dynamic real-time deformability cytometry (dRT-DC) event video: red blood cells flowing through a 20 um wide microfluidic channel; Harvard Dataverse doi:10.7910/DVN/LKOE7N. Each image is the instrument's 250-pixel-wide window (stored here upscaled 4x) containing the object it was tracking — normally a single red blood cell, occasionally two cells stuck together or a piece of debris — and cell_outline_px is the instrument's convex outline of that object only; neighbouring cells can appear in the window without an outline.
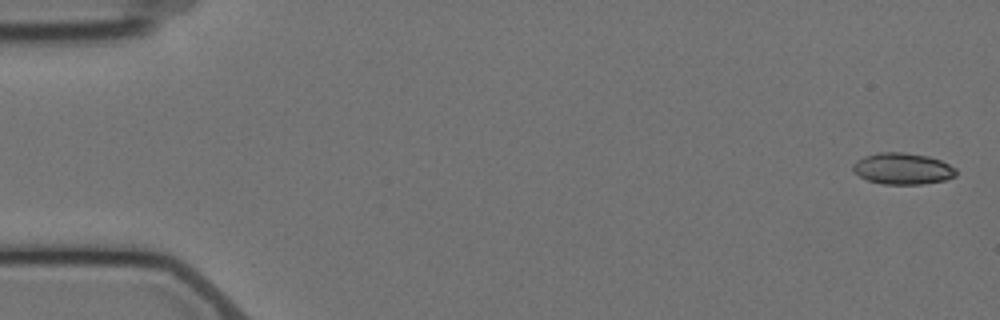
{"species": "Egyptian fruit bat (a non-hibernating species)", "species_latin": "Rousettus aegyptiacus", "temperature_condition": "cold", "stored_images_in_passage": 11, "camera_frame_rate_fps": 3000, "um_per_image_px": 0.085, "animal": {"sex": "female"}, "frame": {"image": 1, "passage_image": 1, "time_ms": 0.0, "image_size_px": [1000, 320], "cell_outline_px": [[956, 176], [944, 180], [920, 184], [884, 184], [868, 180], [860, 176], [852, 168], [852, 164], [856, 160], [864, 156], [876, 152], [904, 152], [928, 156], [940, 160], [956, 168]], "centroid_in_image_um": [76.71, 14.32], "position_along_channel_um": 8.3, "area_um2": 18.84}}
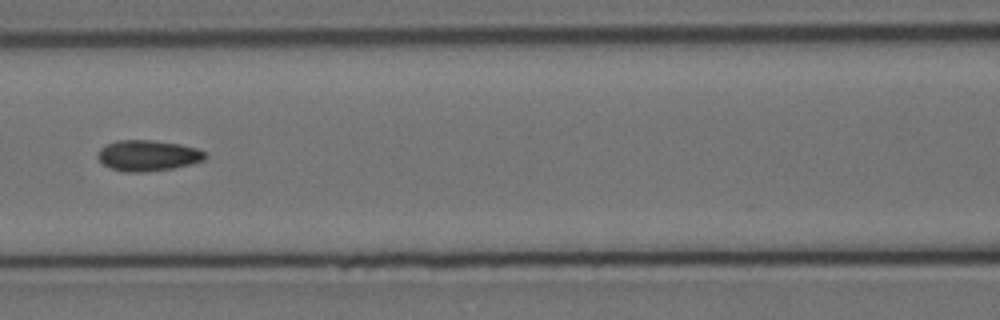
{"frame": {"image": 2, "passage_image": 7, "time_ms": 8.0, "image_size_px": [1000, 320], "cell_outline_px": [[208, 156], [204, 160], [192, 164], [172, 168], [144, 172], [124, 172], [112, 168], [104, 164], [96, 156], [100, 148], [116, 140], [152, 140], [180, 144], [196, 148], [204, 152]], "centroid_in_image_um": [12.58, 13.22], "position_along_channel_um": 154.0, "area_um2": 19.25}}
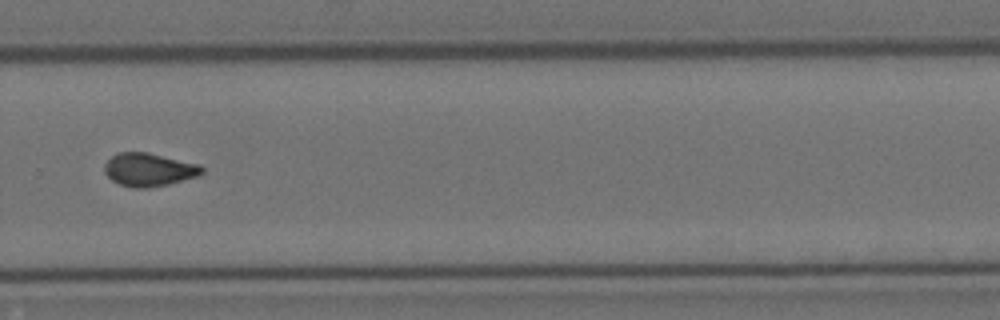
{"frame": {"image": 3, "passage_image": 11, "time_ms": 12.667, "image_size_px": [1000, 320], "cell_outline_px": [[204, 172], [200, 176], [168, 184], [148, 188], [132, 188], [120, 184], [112, 180], [104, 172], [104, 164], [116, 152], [148, 152], [200, 164], [204, 168]], "centroid_in_image_um": [12.68, 14.42], "position_along_channel_um": 317.1, "area_um2": 19.07}}